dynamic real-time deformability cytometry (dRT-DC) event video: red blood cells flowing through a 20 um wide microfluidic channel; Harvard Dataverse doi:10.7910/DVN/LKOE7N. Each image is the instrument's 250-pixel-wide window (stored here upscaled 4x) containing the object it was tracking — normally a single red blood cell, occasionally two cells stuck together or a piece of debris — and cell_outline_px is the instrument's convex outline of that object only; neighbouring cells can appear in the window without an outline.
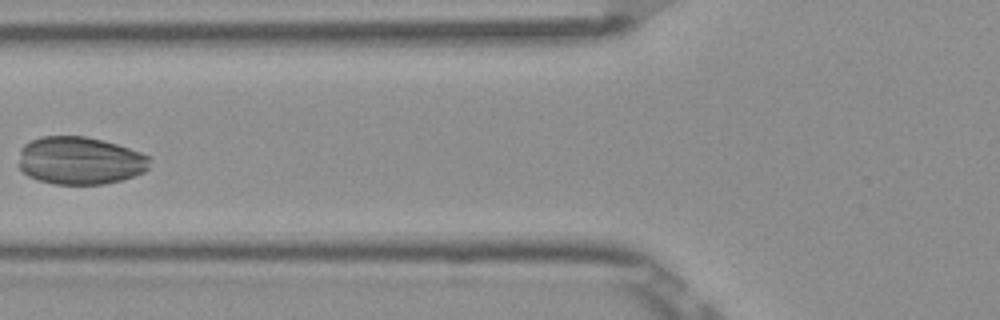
{"species": "Egyptian fruit bat (a non-hibernating species)", "species_latin": "Rousettus aegyptiacus", "temperature_condition": "room temperature", "stored_images_in_passage": 7, "camera_frame_rate_fps": 3000, "um_per_image_px": 0.085, "frame": {"image": 1, "passage_image": 6, "time_ms": 1.667, "image_size_px": [1000, 320], "cell_outline_px": [[152, 156], [148, 168], [144, 172], [120, 180], [104, 184], [52, 184], [28, 176], [16, 164], [20, 148], [24, 144], [40, 136], [84, 136], [104, 140]], "centroid_in_image_um": [6.77, 13.64], "position_along_channel_um": 119.0, "area_um2": 36.82}}
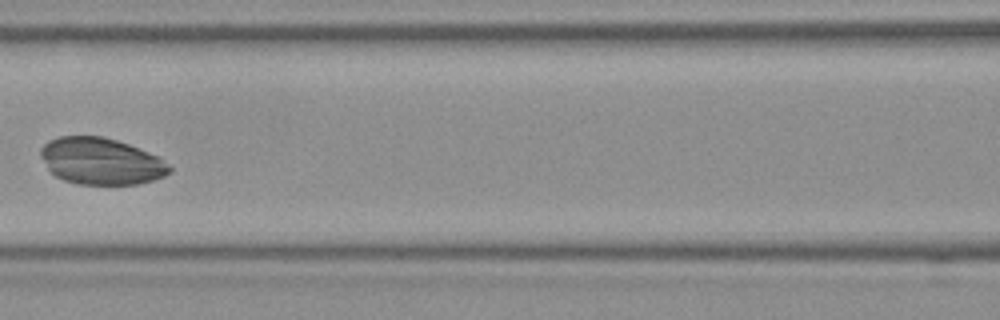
{"frame": {"image": 2, "passage_image": 7, "time_ms": 2.0, "image_size_px": [1000, 320], "cell_outline_px": [[172, 172], [164, 176], [152, 180], [136, 184], [76, 184], [64, 180], [56, 176], [48, 168], [40, 156], [40, 148], [48, 140], [60, 136], [104, 136], [128, 144], [160, 156], [172, 168]], "centroid_in_image_um": [8.6, 13.69], "position_along_channel_um": 158.0, "area_um2": 35.14}}